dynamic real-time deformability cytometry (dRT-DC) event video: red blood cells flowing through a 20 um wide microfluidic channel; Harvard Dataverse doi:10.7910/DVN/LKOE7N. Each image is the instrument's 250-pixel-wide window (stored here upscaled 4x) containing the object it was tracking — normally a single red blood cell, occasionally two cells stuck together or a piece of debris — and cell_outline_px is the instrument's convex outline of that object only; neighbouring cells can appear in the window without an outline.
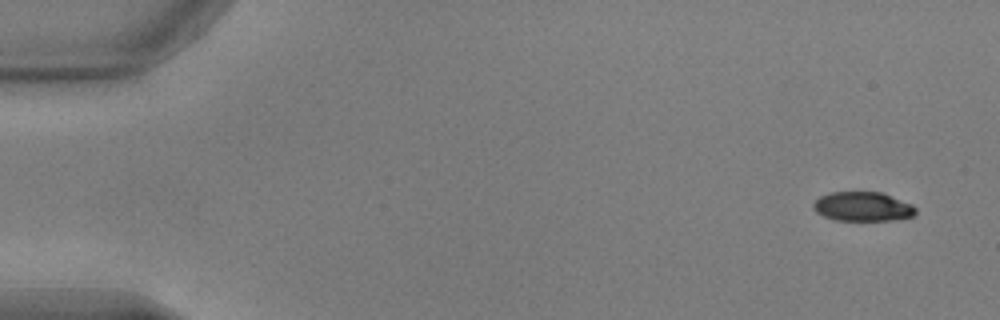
{"species": "common noctule bat (a hibernating species)", "species_latin": "Nyctalus noctula", "temperature_condition": "warm", "stored_images_in_passage": 51, "camera_frame_rate_fps": 3000, "um_per_image_px": 0.085, "animal": {"sex": "male", "body_mass_g": 17.9, "forearm_length_mm": 54.2}, "frame": {"image": 1, "passage_image": 1, "time_ms": 0.0, "image_size_px": [1000, 320], "cell_outline_px": [[916, 212], [912, 216], [892, 220], [832, 220], [816, 212], [812, 208], [812, 204], [820, 196], [832, 192], [880, 192], [912, 204], [916, 208]], "centroid_in_image_um": [73.3, 17.56], "position_along_channel_um": 11.7, "area_um2": 17.4}}
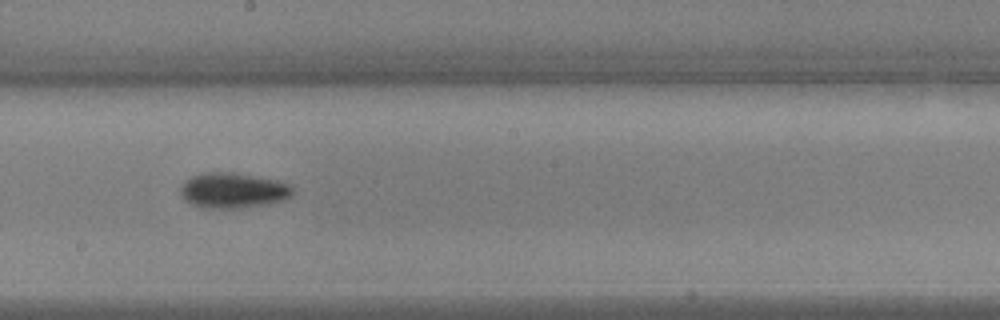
{"frame": {"image": 2, "passage_image": 28, "time_ms": 9.0, "image_size_px": [1000, 320], "cell_outline_px": [[296, 192], [284, 200], [240, 208], [204, 208], [192, 204], [184, 200], [180, 196], [180, 184], [184, 180], [192, 176], [204, 172], [236, 172], [276, 180], [288, 184]], "centroid_in_image_um": [19.76, 16.17], "position_along_channel_um": 228.4, "area_um2": 23.29}}
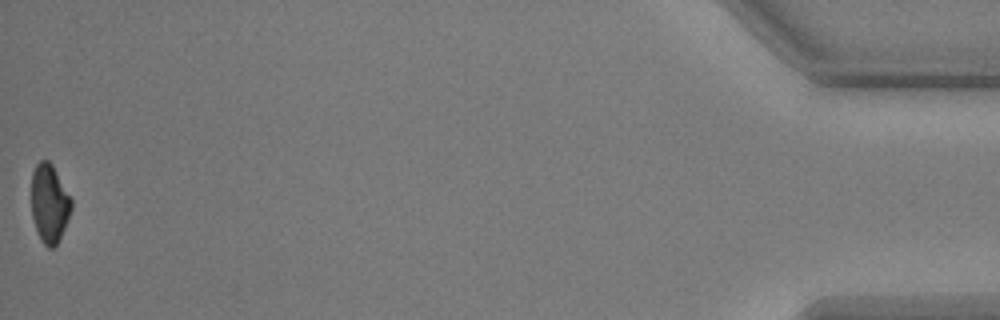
{"frame": {"image": 3, "passage_image": 51, "time_ms": 16.667, "image_size_px": [1000, 320], "cell_outline_px": [[72, 208], [64, 228], [56, 244], [52, 248], [48, 248], [40, 240], [36, 232], [32, 216], [32, 172], [36, 164], [40, 160], [48, 160], [52, 164], [72, 200]], "centroid_in_image_um": [4.18, 17.29], "position_along_channel_um": 431.0, "area_um2": 18.15}, "authors_computed_cell_mechanics": {"area_um2": 20.1722, "velocity_mm_per_s": 3.8477, "shape_relaxation_time_tau1_ms": 2.3297, "shape_relaxation_time_tau2_ms": 4.8116, "deformation_change_tau1": 0.1476, "deformation_change_tau2": 0.0976}}